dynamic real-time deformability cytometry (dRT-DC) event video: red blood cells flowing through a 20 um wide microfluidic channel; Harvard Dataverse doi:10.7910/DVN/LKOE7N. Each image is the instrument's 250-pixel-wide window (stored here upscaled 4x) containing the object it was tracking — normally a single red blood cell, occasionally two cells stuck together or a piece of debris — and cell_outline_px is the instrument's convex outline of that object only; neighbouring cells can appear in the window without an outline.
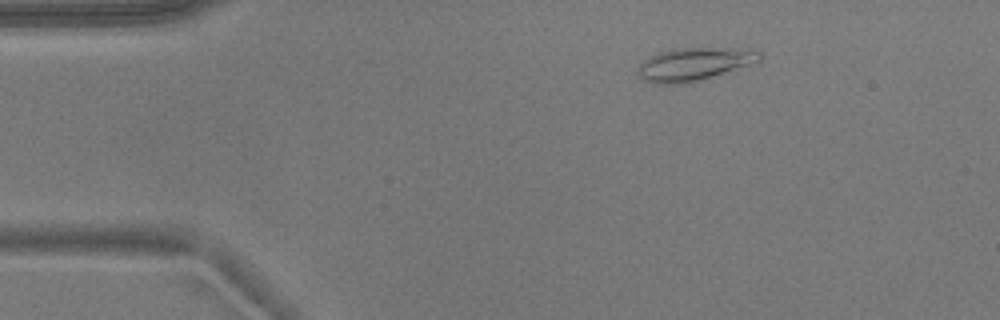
{"species": "common noctule bat (a hibernating species)", "species_latin": "Nyctalus noctula", "temperature_condition": "warm", "stored_images_in_passage": 47, "camera_frame_rate_fps": 3000, "um_per_image_px": 0.085, "animal": {"sex": "male", "body_mass_g": 17.9}, "frame": {"image": 1, "passage_image": 2, "time_ms": 0.333, "image_size_px": [1000, 320], "cell_outline_px": [[764, 56], [760, 60], [700, 80], [680, 84], [656, 84], [644, 80], [636, 72], [640, 64], [644, 60], [660, 52], [672, 48], [732, 48], [760, 52]], "centroid_in_image_um": [58.93, 5.45], "position_along_channel_um": 26.1, "area_um2": 22.89}}
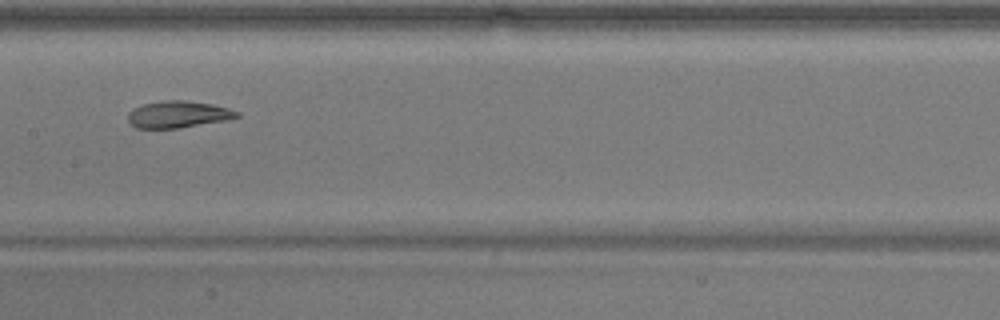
{"frame": {"image": 2, "passage_image": 20, "time_ms": 6.333, "image_size_px": [1000, 320], "cell_outline_px": [[240, 116], [228, 120], [180, 128], [136, 128], [128, 120], [128, 112], [132, 108], [140, 104], [160, 100], [184, 100], [212, 104], [228, 108], [240, 112]], "centroid_in_image_um": [15.13, 9.71], "position_along_channel_um": 192.3, "area_um2": 17.28}}
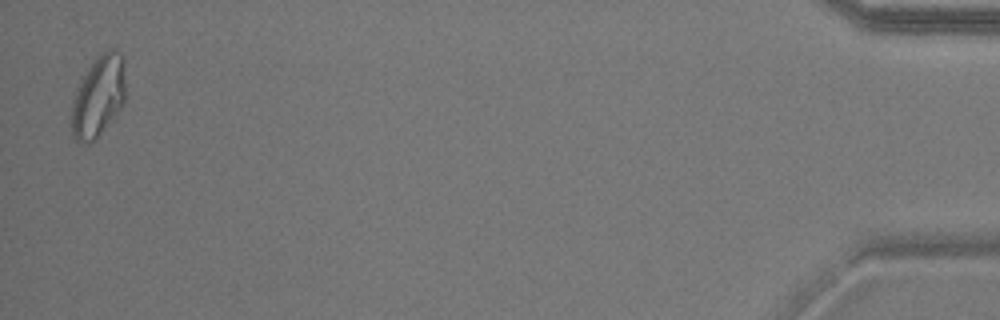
{"frame": {"image": 3, "passage_image": 46, "time_ms": 15.0, "image_size_px": [1000, 320], "cell_outline_px": [[128, 96], [124, 104], [96, 140], [92, 144], [84, 144], [76, 140], [72, 136], [72, 104], [76, 92], [92, 60], [100, 52], [108, 48], [112, 48], [124, 60]], "centroid_in_image_um": [8.42, 8.2], "position_along_channel_um": 426.8, "area_um2": 26.13}, "authors_computed_cell_mechanics": {"area_um2": 19.1896, "velocity_mm_per_s": 3.7665, "shape_relaxation_time_tau1_ms": 3.3378, "shape_relaxation_time_tau2_ms": 1.9799, "deformation_change_tau1": 0.1286, "deformation_change_tau2": 0.065}}